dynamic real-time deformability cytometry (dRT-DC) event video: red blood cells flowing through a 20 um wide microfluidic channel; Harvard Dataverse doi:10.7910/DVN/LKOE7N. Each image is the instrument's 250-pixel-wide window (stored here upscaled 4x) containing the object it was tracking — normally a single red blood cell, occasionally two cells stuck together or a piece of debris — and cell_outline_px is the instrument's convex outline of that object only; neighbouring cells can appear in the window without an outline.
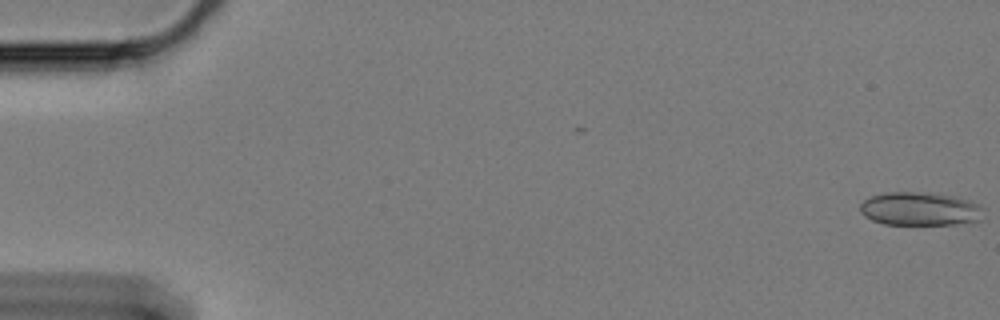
{"species": "Egyptian fruit bat (a non-hibernating species)", "species_latin": "Rousettus aegyptiacus", "temperature_condition": "cold", "stored_images_in_passage": 56, "camera_frame_rate_fps": 3000, "um_per_image_px": 0.085, "animal": {"sex": "female"}, "frame": {"image": 1, "passage_image": 1, "time_ms": 0.0, "image_size_px": [1000, 320], "cell_outline_px": [[984, 208], [980, 220], [956, 224], [884, 224], [872, 220], [864, 216], [860, 212], [860, 204], [864, 200], [872, 196], [884, 192], [928, 192], [956, 196], [980, 204]], "centroid_in_image_um": [78.2, 17.74], "position_along_channel_um": 6.8, "area_um2": 24.22}}
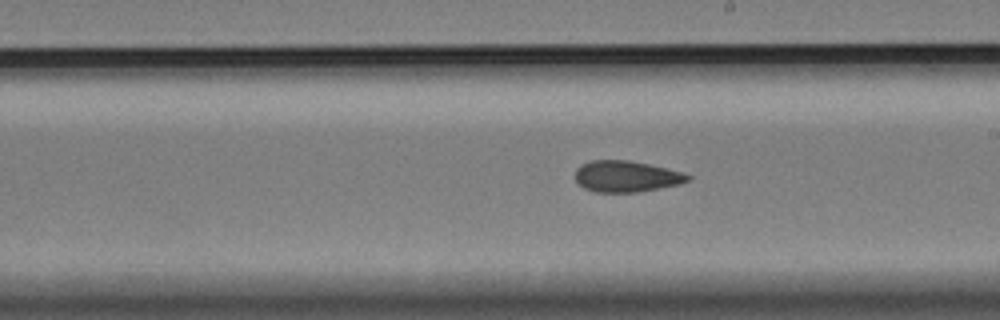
{"frame": {"image": 2, "passage_image": 35, "time_ms": 11.333, "image_size_px": [1000, 320], "cell_outline_px": [[692, 176], [688, 180], [680, 184], [636, 192], [596, 192], [584, 188], [576, 184], [576, 168], [580, 164], [592, 160], [628, 160], [648, 164], [684, 172]], "centroid_in_image_um": [53.21, 14.99], "position_along_channel_um": 235.8, "area_um2": 20.52}}
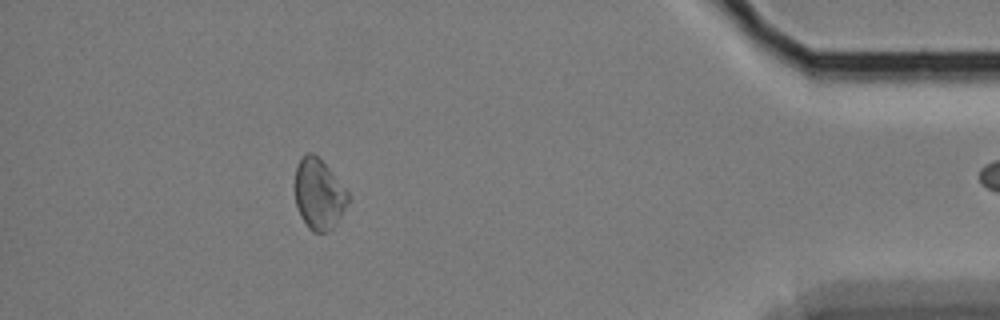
{"frame": {"image": 3, "passage_image": 55, "time_ms": 18.0, "image_size_px": [1000, 320], "cell_outline_px": [[348, 200], [336, 224], [328, 232], [312, 232], [308, 228], [300, 216], [296, 204], [292, 188], [296, 168], [300, 160], [308, 152], [312, 152], [328, 168], [348, 192]], "centroid_in_image_um": [27.04, 16.52], "position_along_channel_um": 408.2, "area_um2": 21.79}}